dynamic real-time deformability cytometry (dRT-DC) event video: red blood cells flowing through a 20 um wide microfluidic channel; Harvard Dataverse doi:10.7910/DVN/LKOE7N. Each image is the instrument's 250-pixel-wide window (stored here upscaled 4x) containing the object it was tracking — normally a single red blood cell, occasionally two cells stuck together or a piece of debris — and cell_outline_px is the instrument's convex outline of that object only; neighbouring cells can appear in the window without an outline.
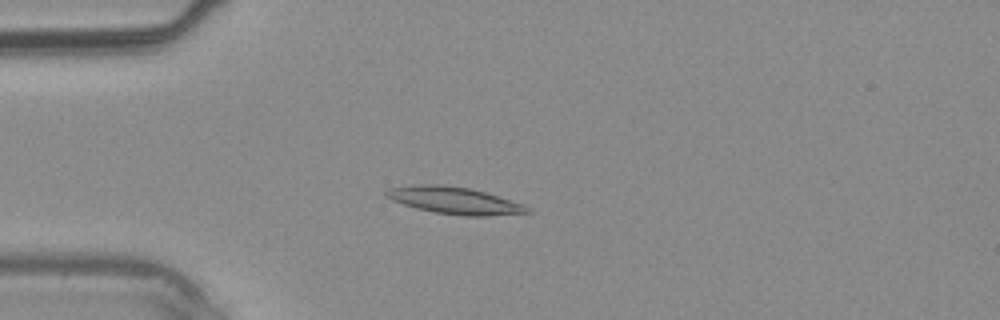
{"species": "common noctule bat (a hibernating species)", "species_latin": "Nyctalus noctula", "temperature_condition": "warm", "stored_images_in_passage": 30, "camera_frame_rate_fps": 3000, "um_per_image_px": 0.085, "animal": {"sex": "male", "body_mass_g": 20.4}, "frame": {"image": 1, "passage_image": 7, "time_ms": 2.0, "image_size_px": [1000, 320], "cell_outline_px": [[532, 212], [484, 216], [464, 216], [432, 212], [416, 208], [392, 200], [384, 192], [388, 188], [420, 184], [440, 184], [468, 188], [484, 192], [524, 204]], "centroid_in_image_um": [38.62, 17.04], "position_along_channel_um": 46.4, "area_um2": 21.96}}
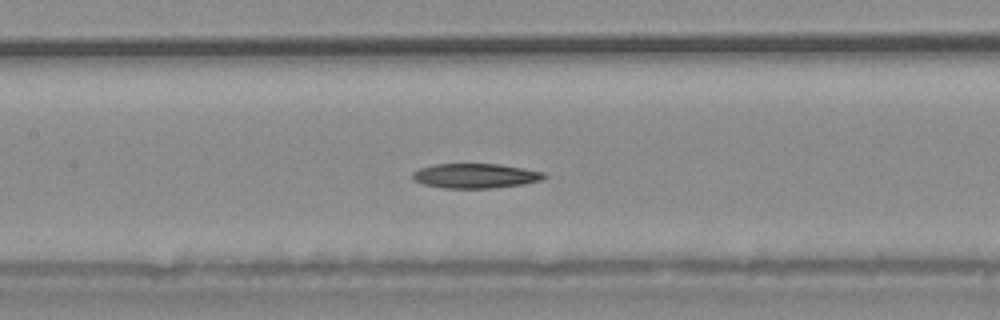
{"frame": {"image": 2, "passage_image": 15, "time_ms": 4.667, "image_size_px": [1000, 320], "cell_outline_px": [[548, 176], [544, 180], [524, 184], [492, 188], [444, 188], [424, 184], [412, 180], [412, 172], [420, 168], [436, 164], [500, 164], [524, 168], [544, 172]], "centroid_in_image_um": [40.44, 14.94], "position_along_channel_um": 167.0, "area_um2": 19.07}}
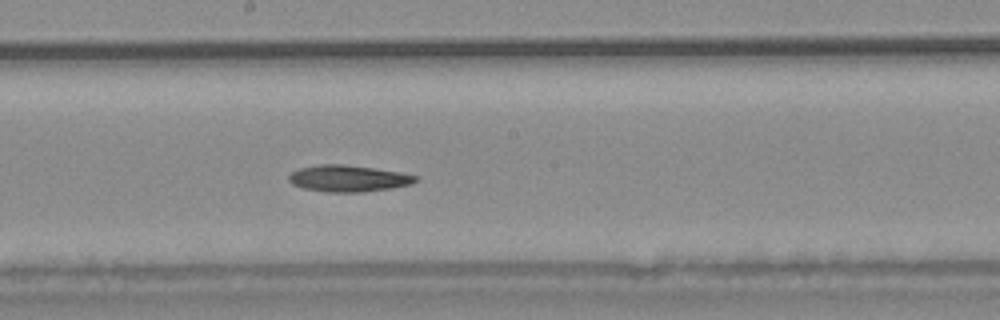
{"frame": {"image": 3, "passage_image": 18, "time_ms": 5.667, "image_size_px": [1000, 320], "cell_outline_px": [[420, 176], [412, 184], [392, 188], [364, 192], [328, 192], [304, 188], [292, 184], [288, 180], [288, 176], [292, 172], [300, 168], [320, 164], [344, 164], [400, 172]], "centroid_in_image_um": [29.62, 15.17], "position_along_channel_um": 218.6, "area_um2": 19.59}}